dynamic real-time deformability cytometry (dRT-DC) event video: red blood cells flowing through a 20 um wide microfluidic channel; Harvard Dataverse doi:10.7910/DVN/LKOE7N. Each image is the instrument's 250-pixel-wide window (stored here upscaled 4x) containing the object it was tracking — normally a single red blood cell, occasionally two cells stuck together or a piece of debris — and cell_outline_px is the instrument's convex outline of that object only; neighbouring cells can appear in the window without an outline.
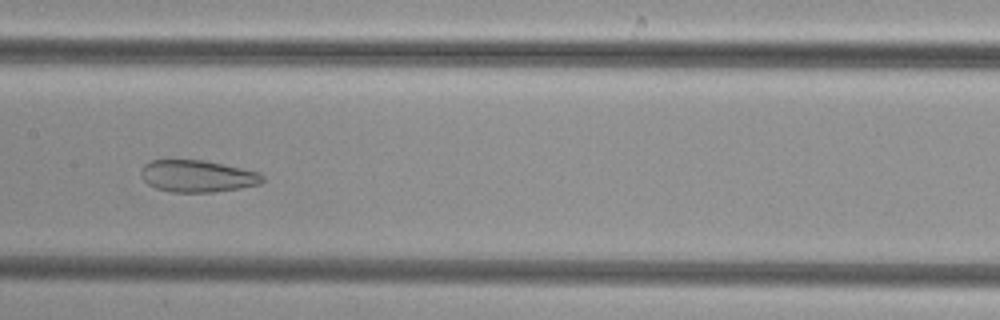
{"species": "common noctule bat (a hibernating species)", "species_latin": "Nyctalus noctula", "temperature_condition": "cold", "stored_images_in_passage": 37, "camera_frame_rate_fps": 3000, "um_per_image_px": 0.085, "animal": {"sex": "female", "body_mass_g": 29.2, "forearm_length_mm": 56.3}, "frame": {"image": 1, "passage_image": 23, "time_ms": 7.333, "image_size_px": [1000, 320], "cell_outline_px": [[264, 180], [260, 184], [240, 188], [212, 192], [172, 192], [156, 188], [148, 184], [144, 180], [140, 172], [144, 164], [152, 160], [204, 160], [260, 172], [264, 176]], "centroid_in_image_um": [16.79, 14.97], "position_along_channel_um": 190.6, "area_um2": 22.6}}
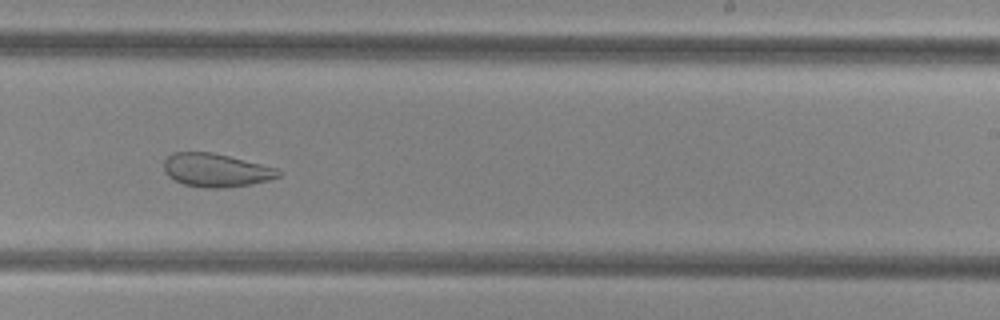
{"frame": {"image": 2, "passage_image": 29, "time_ms": 9.333, "image_size_px": [1000, 320], "cell_outline_px": [[284, 172], [280, 176], [268, 180], [252, 184], [224, 188], [204, 188], [184, 184], [168, 176], [164, 172], [164, 160], [172, 152], [212, 152], [276, 168]], "centroid_in_image_um": [18.35, 14.47], "position_along_channel_um": 270.6, "area_um2": 22.25}}
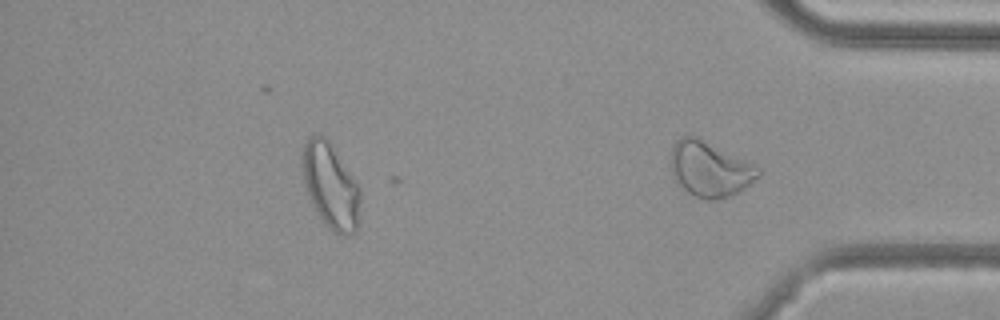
{"frame": {"image": 3, "passage_image": 37, "time_ms": 12.0, "image_size_px": [1000, 320], "cell_outline_px": [[760, 176], [744, 188], [732, 196], [712, 200], [708, 200], [696, 196], [688, 192], [672, 176], [672, 144], [680, 136], [696, 136], [756, 164], [760, 168]], "centroid_in_image_um": [60.37, 14.36], "position_along_channel_um": 374.8, "area_um2": 28.09}}